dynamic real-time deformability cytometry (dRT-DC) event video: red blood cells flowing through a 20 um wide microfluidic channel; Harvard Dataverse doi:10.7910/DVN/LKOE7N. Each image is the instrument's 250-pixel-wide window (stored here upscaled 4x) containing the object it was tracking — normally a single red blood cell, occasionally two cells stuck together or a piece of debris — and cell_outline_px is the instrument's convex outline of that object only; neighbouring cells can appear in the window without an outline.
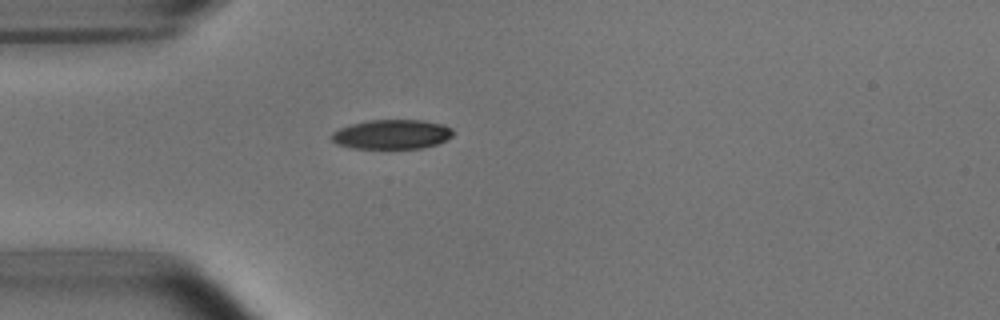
{"species": "common noctule bat (a hibernating species)", "species_latin": "Nyctalus noctula", "temperature_condition": "room temperature", "stored_images_in_passage": 2, "camera_frame_rate_fps": 3000, "um_per_image_px": 0.085, "animal": {"sex": "male", "body_mass_g": 15.6}, "frame": {"image": 1, "passage_image": 2, "time_ms": 1.0, "image_size_px": [1000, 320], "cell_outline_px": [[452, 136], [436, 144], [420, 148], [352, 148], [336, 144], [332, 140], [332, 132], [340, 128], [352, 124], [372, 120], [420, 120], [444, 124], [452, 128]], "centroid_in_image_um": [33.3, 11.41], "position_along_channel_um": 51.7, "area_um2": 20.63}}